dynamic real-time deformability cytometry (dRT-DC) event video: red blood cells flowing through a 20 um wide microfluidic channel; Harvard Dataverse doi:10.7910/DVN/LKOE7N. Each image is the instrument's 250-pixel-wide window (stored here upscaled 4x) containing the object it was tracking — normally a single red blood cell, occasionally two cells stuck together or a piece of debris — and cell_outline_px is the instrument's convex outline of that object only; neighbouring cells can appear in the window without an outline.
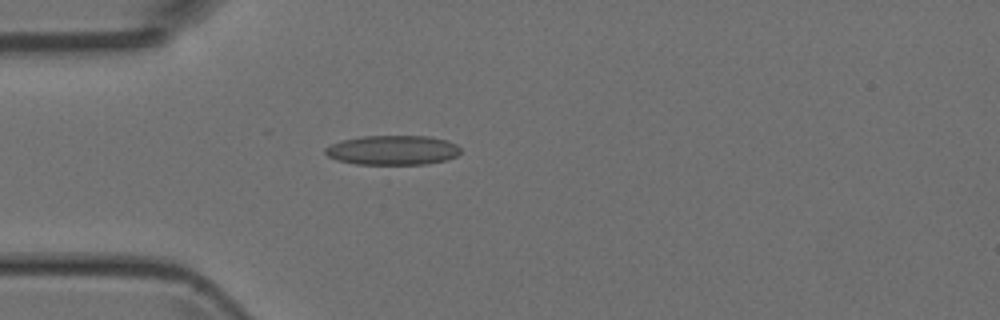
{"species": "Egyptian fruit bat (a non-hibernating species)", "species_latin": "Rousettus aegyptiacus", "temperature_condition": "room temperature", "stored_images_in_passage": 3, "camera_frame_rate_fps": 3000, "um_per_image_px": 0.085, "animal": {"sex": "female"}, "frame": {"image": 1, "passage_image": 3, "time_ms": 3.0, "image_size_px": [1000, 320], "cell_outline_px": [[460, 152], [456, 156], [448, 160], [428, 164], [356, 164], [336, 160], [328, 156], [324, 152], [324, 148], [340, 140], [364, 136], [428, 136], [448, 140], [456, 144], [460, 148]], "centroid_in_image_um": [33.38, 12.76], "position_along_channel_um": 51.6, "area_um2": 23.47}}